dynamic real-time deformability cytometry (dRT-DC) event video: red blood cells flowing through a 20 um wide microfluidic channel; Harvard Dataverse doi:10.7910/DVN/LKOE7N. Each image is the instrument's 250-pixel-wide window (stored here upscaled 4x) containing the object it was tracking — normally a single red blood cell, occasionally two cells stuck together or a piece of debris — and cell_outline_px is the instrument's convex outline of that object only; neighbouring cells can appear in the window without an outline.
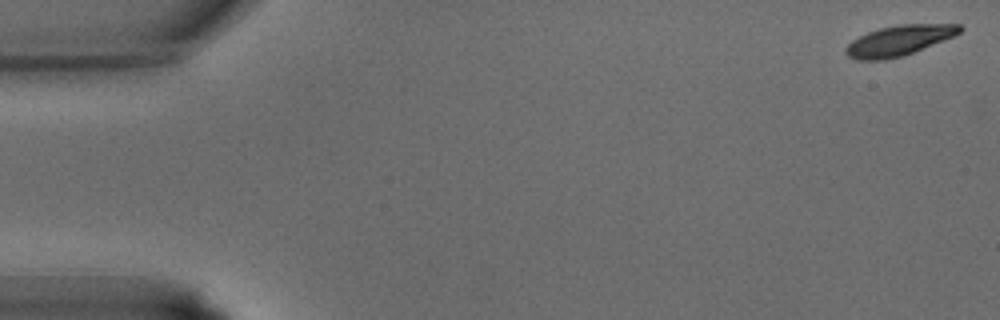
{"species": "common noctule bat (a hibernating species)", "species_latin": "Nyctalus noctula", "temperature_condition": "warm", "stored_images_in_passage": 17, "camera_frame_rate_fps": 3000, "um_per_image_px": 0.085, "animal": {"sex": "male", "body_mass_g": 15.6}, "frame": {"image": 1, "passage_image": 1, "time_ms": 0.0, "image_size_px": [1000, 320], "cell_outline_px": [[964, 28], [960, 32], [952, 36], [904, 56], [884, 60], [856, 60], [848, 56], [844, 52], [844, 48], [852, 40], [868, 32], [880, 28], [900, 24], [960, 24]], "centroid_in_image_um": [76.37, 3.45], "position_along_channel_um": 8.6, "area_um2": 20.0}}
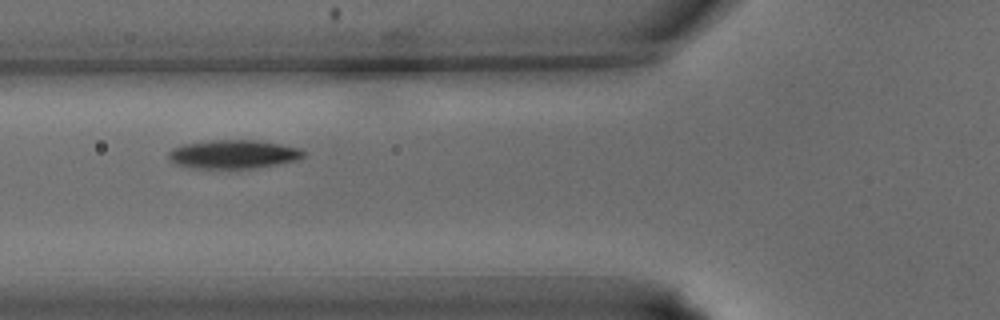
{"frame": {"image": 2, "passage_image": 14, "time_ms": 4.333, "image_size_px": [1000, 320], "cell_outline_px": [[308, 152], [304, 156], [296, 160], [280, 164], [236, 172], [188, 168], [176, 164], [168, 160], [168, 152], [172, 148], [180, 144], [208, 140], [256, 140], [304, 148]], "centroid_in_image_um": [19.82, 13.16], "position_along_channel_um": 106.0, "area_um2": 24.1}}
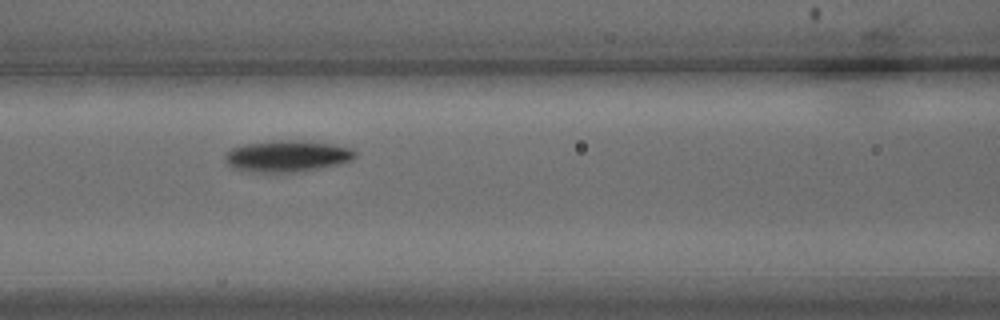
{"frame": {"image": 3, "passage_image": 16, "time_ms": 5.0, "image_size_px": [1000, 320], "cell_outline_px": [[356, 156], [352, 160], [340, 164], [304, 172], [252, 172], [232, 168], [224, 160], [224, 152], [232, 148], [244, 144], [272, 140], [312, 140], [352, 148], [356, 152]], "centroid_in_image_um": [24.42, 13.26], "position_along_channel_um": 142.2, "area_um2": 24.51}}